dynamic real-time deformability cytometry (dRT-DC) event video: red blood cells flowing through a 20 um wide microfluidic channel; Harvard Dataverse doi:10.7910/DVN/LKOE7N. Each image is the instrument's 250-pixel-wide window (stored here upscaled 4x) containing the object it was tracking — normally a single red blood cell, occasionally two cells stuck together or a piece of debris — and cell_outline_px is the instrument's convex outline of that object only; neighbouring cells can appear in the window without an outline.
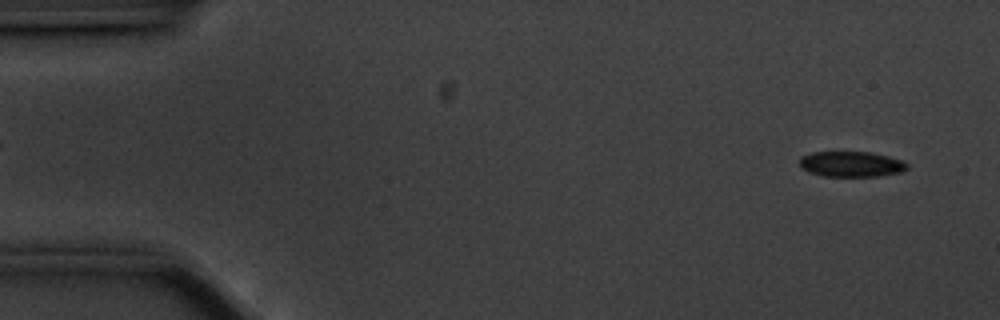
{"species": "common noctule bat (a hibernating species)", "species_latin": "Nyctalus noctula", "temperature_condition": "cold", "stored_images_in_passage": 56, "camera_frame_rate_fps": 3000, "um_per_image_px": 0.085, "animal": {"sex": "male", "body_mass_g": 20.1, "forearm_length_mm": 53.5}, "frame": {"image": 1, "passage_image": 3, "time_ms": 0.667, "image_size_px": [1000, 320], "cell_outline_px": [[908, 168], [900, 172], [880, 176], [820, 176], [808, 172], [800, 168], [800, 156], [812, 152], [872, 152], [888, 156], [900, 160], [908, 164]], "centroid_in_image_um": [72.31, 13.95], "position_along_channel_um": 12.7, "area_um2": 16.07}}
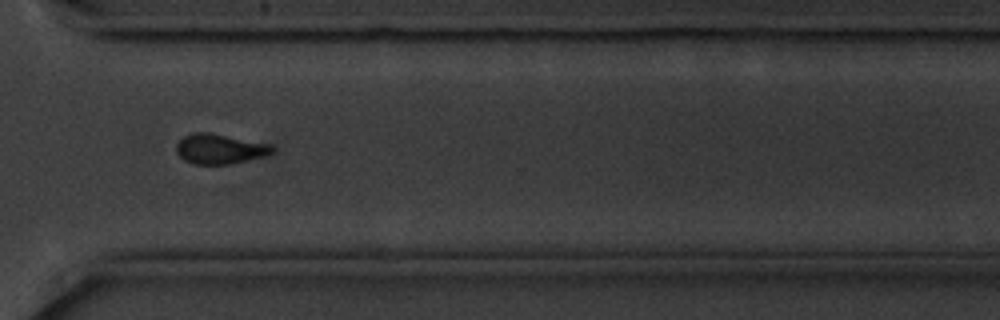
{"frame": {"image": 2, "passage_image": 41, "time_ms": 13.333, "image_size_px": [1000, 320], "cell_outline_px": [[276, 152], [264, 156], [228, 164], [196, 164], [184, 160], [176, 152], [176, 144], [184, 136], [192, 132], [208, 132], [272, 144], [276, 148]], "centroid_in_image_um": [18.71, 12.64], "position_along_channel_um": 351.9, "area_um2": 16.82}}
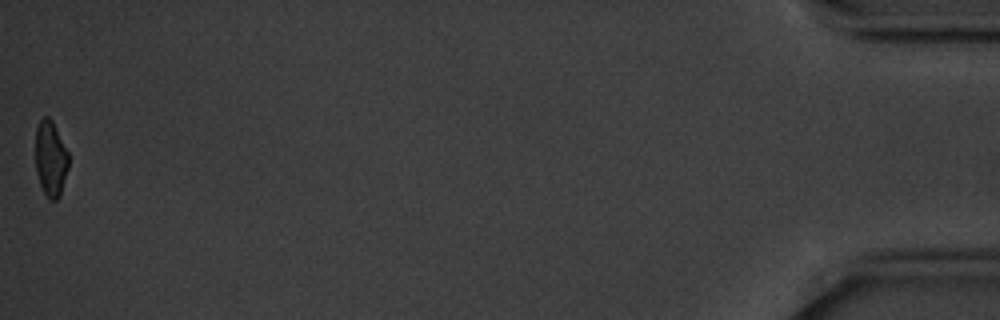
{"frame": {"image": 3, "passage_image": 56, "time_ms": 18.333, "image_size_px": [1000, 320], "cell_outline_px": [[68, 168], [60, 196], [56, 200], [48, 200], [40, 184], [36, 172], [36, 128], [40, 120], [44, 116], [48, 116], [52, 120], [68, 152]], "centroid_in_image_um": [4.3, 13.5], "position_along_channel_um": 430.9, "area_um2": 14.57}, "authors_computed_cell_mechanics": {"area_um2": 16.8776, "velocity_mm_per_s": 3.5259, "shape_relaxation_time_tau1_ms": 2.2777, "shape_relaxation_time_tau2_ms": 7.154, "deformation_change_tau1": 0.0924, "deformation_change_tau2": 0.0823}}